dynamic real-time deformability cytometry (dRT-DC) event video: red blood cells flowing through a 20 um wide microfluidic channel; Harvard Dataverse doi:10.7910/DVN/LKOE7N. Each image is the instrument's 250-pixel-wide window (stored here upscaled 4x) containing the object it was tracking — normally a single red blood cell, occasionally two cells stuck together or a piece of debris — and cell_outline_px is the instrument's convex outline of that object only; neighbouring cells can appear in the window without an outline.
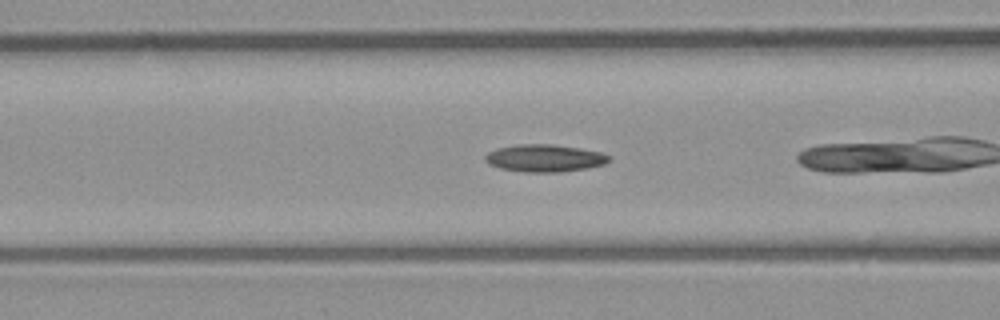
{"species": "common noctule bat (a hibernating species)", "species_latin": "Nyctalus noctula", "temperature_condition": "room temperature", "stored_images_in_passage": 39, "camera_frame_rate_fps": 3000, "um_per_image_px": 0.085, "animal": {"sex": "male", "body_mass_g": 23.1, "forearm_length_mm": 52.7}, "frame": {"image": 1, "passage_image": 18, "time_ms": 5.667, "image_size_px": [1000, 320], "cell_outline_px": [[612, 160], [604, 164], [588, 168], [560, 172], [524, 172], [500, 168], [488, 164], [484, 160], [484, 156], [488, 152], [496, 148], [516, 144], [552, 144], [580, 148], [600, 152], [612, 156]], "centroid_in_image_um": [46.29, 13.44], "position_along_channel_um": 120.3, "area_um2": 20.0}}
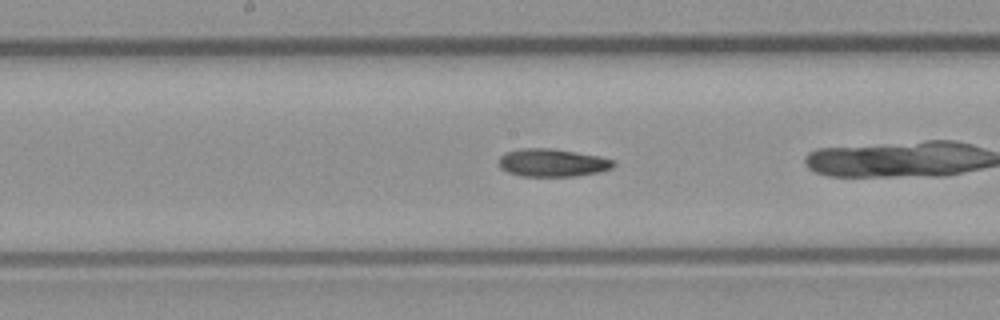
{"frame": {"image": 2, "passage_image": 24, "time_ms": 7.667, "image_size_px": [1000, 320], "cell_outline_px": [[616, 164], [612, 168], [600, 172], [576, 176], [520, 176], [508, 172], [500, 168], [500, 156], [508, 152], [524, 148], [552, 148], [600, 156], [612, 160]], "centroid_in_image_um": [46.98, 13.84], "position_along_channel_um": 201.2, "area_um2": 18.55}}
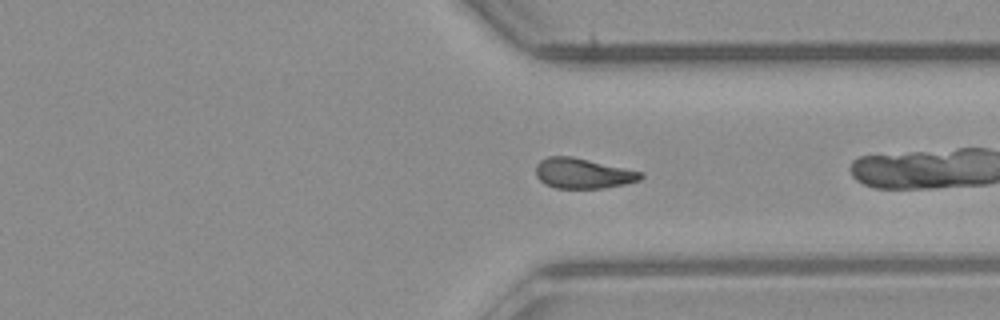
{"frame": {"image": 3, "passage_image": 36, "time_ms": 11.667, "image_size_px": [1000, 320], "cell_outline_px": [[644, 176], [640, 180], [624, 184], [604, 188], [556, 188], [544, 184], [536, 176], [536, 164], [540, 160], [548, 156], [572, 156], [644, 172]], "centroid_in_image_um": [49.55, 14.73], "position_along_channel_um": 361.9, "area_um2": 18.61}}